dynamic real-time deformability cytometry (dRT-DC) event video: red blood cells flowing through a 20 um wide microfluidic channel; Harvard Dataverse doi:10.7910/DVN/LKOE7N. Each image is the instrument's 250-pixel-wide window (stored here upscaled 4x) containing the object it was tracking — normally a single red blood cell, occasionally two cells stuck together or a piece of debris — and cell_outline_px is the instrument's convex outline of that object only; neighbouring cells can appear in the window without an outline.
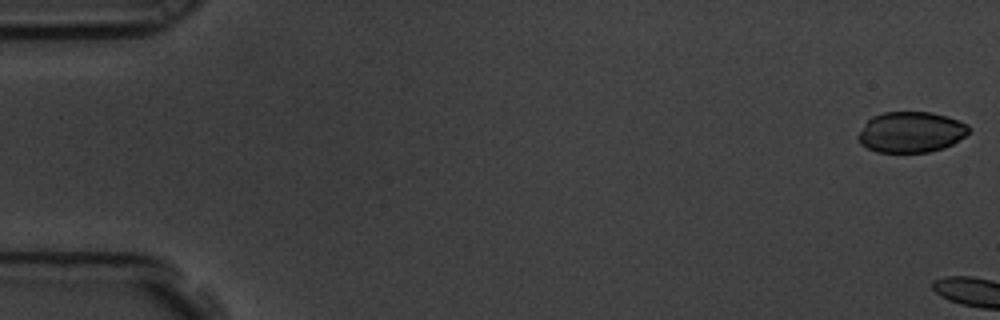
{"species": "common noctule bat (a hibernating species)", "species_latin": "Nyctalus noctula", "temperature_condition": "room temperature", "stored_images_in_passage": 4, "camera_frame_rate_fps": 3000, "um_per_image_px": 0.085, "animal": {"sex": "male", "body_mass_g": 19.5, "forearm_length_mm": 54.6}, "frame": {"image": 1, "passage_image": 1, "time_ms": 0.0, "image_size_px": [1000, 320], "cell_outline_px": [[968, 132], [964, 136], [952, 144], [944, 148], [928, 152], [876, 152], [860, 144], [856, 136], [864, 124], [872, 116], [884, 112], [932, 112], [948, 116], [968, 124]], "centroid_in_image_um": [77.4, 11.22], "position_along_channel_um": 7.6, "area_um2": 26.36}}